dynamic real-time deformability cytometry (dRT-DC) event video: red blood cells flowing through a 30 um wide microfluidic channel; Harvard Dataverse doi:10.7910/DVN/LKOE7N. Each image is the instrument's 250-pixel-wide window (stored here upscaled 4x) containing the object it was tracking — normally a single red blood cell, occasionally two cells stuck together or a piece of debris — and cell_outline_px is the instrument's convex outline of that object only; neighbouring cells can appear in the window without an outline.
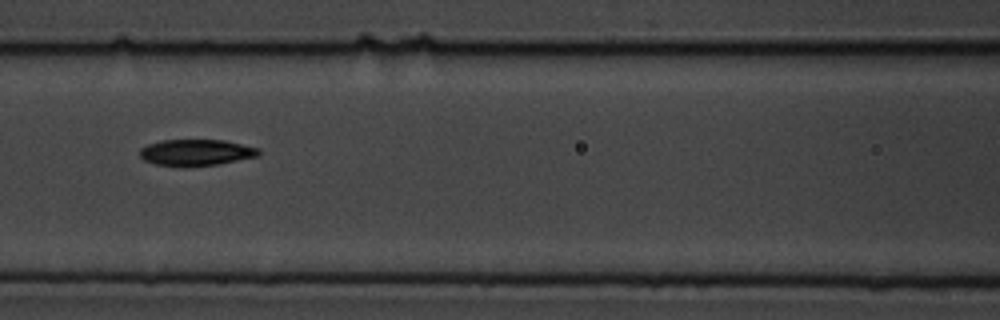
{"species": "common noctule bat (a hibernating species)", "species_latin": "Nyctalus noctula", "temperature_condition": "cold", "stored_images_in_passage": 15, "camera_frame_rate_fps": 3000, "um_per_image_px": 0.085, "animal": {"sex": "male", "body_mass_g": 19.5, "forearm_length_mm": 54.6}, "frame": {"image": 1, "passage_image": 7, "time_ms": 7.667, "image_size_px": [1000, 320], "cell_outline_px": [[260, 156], [220, 164], [156, 164], [144, 160], [140, 156], [140, 148], [148, 144], [164, 140], [224, 140], [260, 148]], "centroid_in_image_um": [16.74, 12.93], "position_along_channel_um": 149.9, "area_um2": 17.69}}
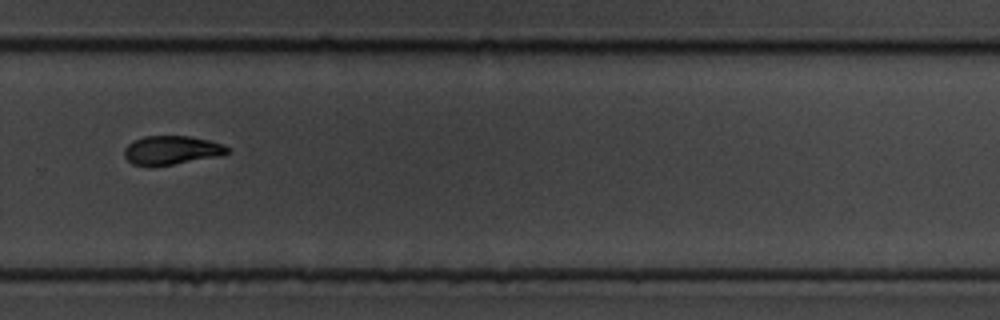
{"frame": {"image": 2, "passage_image": 11, "time_ms": 12.333, "image_size_px": [1000, 320], "cell_outline_px": [[228, 152], [224, 156], [172, 164], [132, 164], [124, 156], [124, 148], [128, 144], [144, 136], [188, 136], [208, 140], [224, 144], [228, 148]], "centroid_in_image_um": [14.63, 12.75], "position_along_channel_um": 315.2, "area_um2": 16.99}}
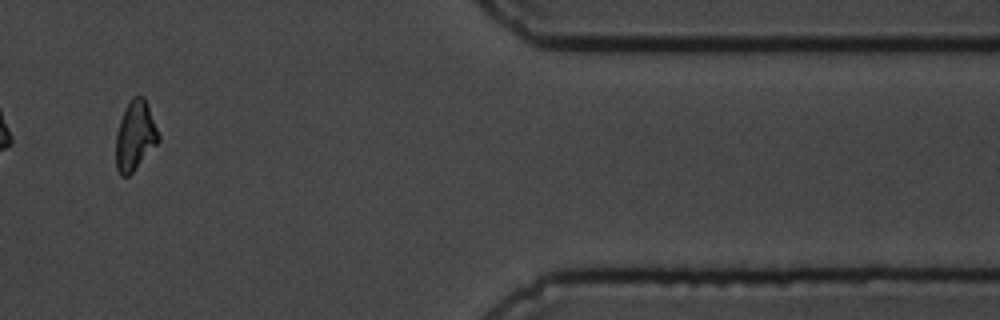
{"frame": {"image": 3, "passage_image": 13, "time_ms": 15.667, "image_size_px": [1000, 320], "cell_outline_px": [[160, 140], [136, 168], [128, 176], [120, 176], [116, 168], [116, 136], [120, 120], [124, 108], [132, 96], [144, 96], [160, 136]], "centroid_in_image_um": [11.47, 11.53], "position_along_channel_um": 399.9, "area_um2": 17.17}, "authors_computed_cell_mechanics": {"area_um2": 18.1492, "velocity_mm_per_s": 3.5422, "shape_relaxation_time_tau1_ms": 6.9608, "shape_relaxation_time_tau2_ms": 1.4577, "deformation_change_tau1": 0.1689, "deformation_change_tau2": 0.062}}